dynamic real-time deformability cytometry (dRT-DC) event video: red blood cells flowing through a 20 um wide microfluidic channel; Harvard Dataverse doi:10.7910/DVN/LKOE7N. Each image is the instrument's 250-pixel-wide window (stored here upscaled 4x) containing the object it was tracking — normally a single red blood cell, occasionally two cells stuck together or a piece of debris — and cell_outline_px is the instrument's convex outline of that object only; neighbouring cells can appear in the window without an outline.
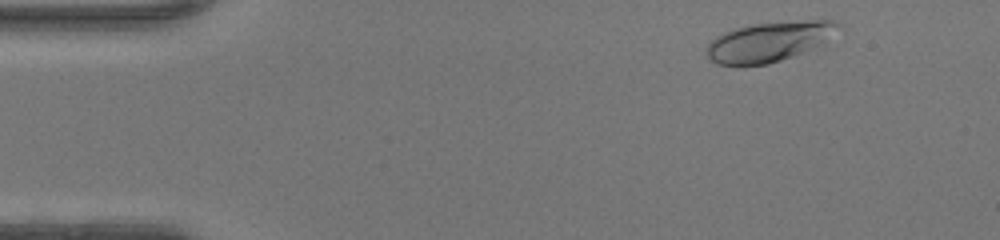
{"species": "human", "species_latin": "Homo sapiens", "temperature_condition": "warm", "stored_images_in_passage": 44, "camera_frame_rate_fps": 3000, "um_per_image_px": 0.085, "donor": {"sex": "female"}, "frame": {"image": 1, "passage_image": 2, "time_ms": 0.333, "image_size_px": [1000, 240], "cell_outline_px": [[844, 28], [820, 44], [804, 52], [768, 64], [744, 68], [740, 68], [716, 64], [708, 56], [708, 44], [716, 36], [724, 32], [736, 28], [752, 24], [804, 20], [832, 20], [840, 24]], "centroid_in_image_um": [65.37, 3.57], "position_along_channel_um": 19.6, "area_um2": 30.98}}
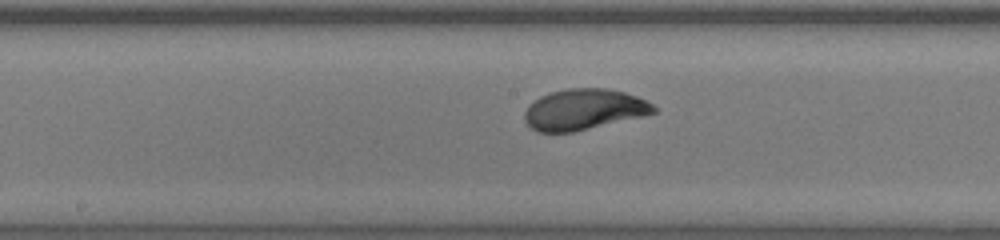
{"frame": {"image": 2, "passage_image": 21, "time_ms": 6.667, "image_size_px": [1000, 240], "cell_outline_px": [[656, 112], [644, 116], [572, 132], [536, 132], [524, 120], [524, 112], [528, 104], [540, 96], [552, 92], [568, 88], [604, 88], [624, 92], [636, 96], [652, 104], [656, 108]], "centroid_in_image_um": [49.6, 9.3], "position_along_channel_um": 198.6, "area_um2": 30.63}}
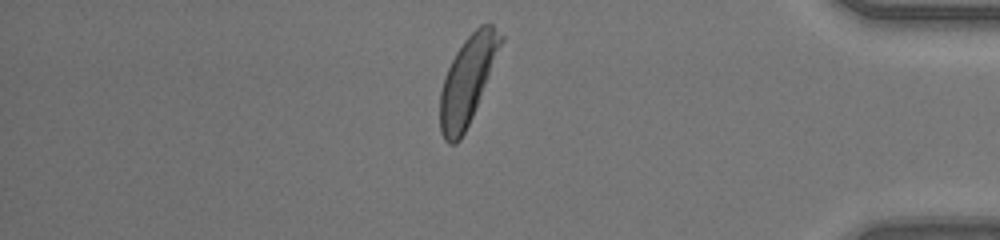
{"frame": {"image": 3, "passage_image": 37, "time_ms": 12.0, "image_size_px": [1000, 240], "cell_outline_px": [[504, 40], [472, 116], [460, 140], [456, 144], [448, 144], [444, 140], [440, 132], [440, 92], [448, 68], [456, 52], [464, 40], [480, 24], [492, 24], [504, 36]], "centroid_in_image_um": [39.73, 6.82], "position_along_channel_um": 395.5, "area_um2": 30.46}, "authors_computed_cell_mechanics": {"area_um2": 30.4317, "velocity_mm_per_s": 4.3282, "shape_relaxation_time_tau1_ms": 2.9963, "shape_relaxation_time_tau2_ms": null, "deformation_change_tau1": 0.1528, "deformation_change_tau2": null}}